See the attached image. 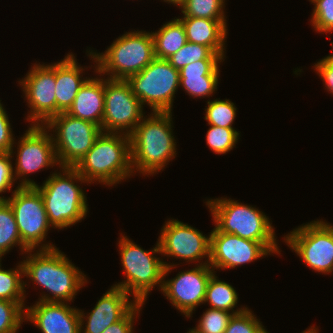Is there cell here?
I'll use <instances>...</instances> for the list:
<instances>
[{"label":"cell","instance_id":"6da1fadb","mask_svg":"<svg viewBox=\"0 0 333 333\" xmlns=\"http://www.w3.org/2000/svg\"><path fill=\"white\" fill-rule=\"evenodd\" d=\"M32 252L34 251H27L25 256L26 254L28 256L21 261L23 278L28 277L32 283L49 292V294L40 293L39 301L72 302L75 295L88 283L86 275L74 266L59 248Z\"/></svg>","mask_w":333,"mask_h":333},{"label":"cell","instance_id":"7a4b0ae2","mask_svg":"<svg viewBox=\"0 0 333 333\" xmlns=\"http://www.w3.org/2000/svg\"><path fill=\"white\" fill-rule=\"evenodd\" d=\"M172 120V112H151L148 117L142 118L129 135L134 174H158L175 158L177 143Z\"/></svg>","mask_w":333,"mask_h":333},{"label":"cell","instance_id":"3957f363","mask_svg":"<svg viewBox=\"0 0 333 333\" xmlns=\"http://www.w3.org/2000/svg\"><path fill=\"white\" fill-rule=\"evenodd\" d=\"M88 182L116 186L133 176L130 136L101 132L94 145L74 167Z\"/></svg>","mask_w":333,"mask_h":333},{"label":"cell","instance_id":"277c9868","mask_svg":"<svg viewBox=\"0 0 333 333\" xmlns=\"http://www.w3.org/2000/svg\"><path fill=\"white\" fill-rule=\"evenodd\" d=\"M59 168L60 172L55 171L42 186L37 184L35 187L42 196L49 223L54 229L63 230L86 218L87 197L77 183H89L74 167Z\"/></svg>","mask_w":333,"mask_h":333},{"label":"cell","instance_id":"5b68a950","mask_svg":"<svg viewBox=\"0 0 333 333\" xmlns=\"http://www.w3.org/2000/svg\"><path fill=\"white\" fill-rule=\"evenodd\" d=\"M86 53L96 63V71L101 76L108 75V79L114 80H127L156 58L151 32L146 30L124 33L102 53L90 48Z\"/></svg>","mask_w":333,"mask_h":333},{"label":"cell","instance_id":"8992f818","mask_svg":"<svg viewBox=\"0 0 333 333\" xmlns=\"http://www.w3.org/2000/svg\"><path fill=\"white\" fill-rule=\"evenodd\" d=\"M123 272L126 277L122 282L113 286L123 289L137 303L145 304L149 293L158 285L161 291L163 285L164 261L156 254H161L157 241L150 251L121 235L118 242ZM155 255V256H154Z\"/></svg>","mask_w":333,"mask_h":333},{"label":"cell","instance_id":"52a82bcc","mask_svg":"<svg viewBox=\"0 0 333 333\" xmlns=\"http://www.w3.org/2000/svg\"><path fill=\"white\" fill-rule=\"evenodd\" d=\"M205 203L220 232L260 243H277L270 219L256 207L226 197L211 198Z\"/></svg>","mask_w":333,"mask_h":333},{"label":"cell","instance_id":"ba28073f","mask_svg":"<svg viewBox=\"0 0 333 333\" xmlns=\"http://www.w3.org/2000/svg\"><path fill=\"white\" fill-rule=\"evenodd\" d=\"M11 195L6 201L15 215L22 244L29 251H35L37 248L55 249L54 244L46 243L45 240L47 232L53 227L49 223L40 191L35 186H17Z\"/></svg>","mask_w":333,"mask_h":333},{"label":"cell","instance_id":"9c48e42d","mask_svg":"<svg viewBox=\"0 0 333 333\" xmlns=\"http://www.w3.org/2000/svg\"><path fill=\"white\" fill-rule=\"evenodd\" d=\"M44 126L49 132L53 131L51 136L59 167H75L102 132L97 124L67 112L52 117Z\"/></svg>","mask_w":333,"mask_h":333},{"label":"cell","instance_id":"30bf717a","mask_svg":"<svg viewBox=\"0 0 333 333\" xmlns=\"http://www.w3.org/2000/svg\"><path fill=\"white\" fill-rule=\"evenodd\" d=\"M179 80V70L167 59L155 58L126 81L142 106L146 104L152 112H172L174 97L180 87Z\"/></svg>","mask_w":333,"mask_h":333},{"label":"cell","instance_id":"8fae6325","mask_svg":"<svg viewBox=\"0 0 333 333\" xmlns=\"http://www.w3.org/2000/svg\"><path fill=\"white\" fill-rule=\"evenodd\" d=\"M284 242L313 271L333 272V225L314 220L298 226L284 237Z\"/></svg>","mask_w":333,"mask_h":333},{"label":"cell","instance_id":"7c38bea8","mask_svg":"<svg viewBox=\"0 0 333 333\" xmlns=\"http://www.w3.org/2000/svg\"><path fill=\"white\" fill-rule=\"evenodd\" d=\"M164 265L162 294L185 317H192L196 307L204 304L206 287L215 271L206 261H202L196 264V267L181 271L174 278L165 280L167 274L177 265L171 262H164Z\"/></svg>","mask_w":333,"mask_h":333},{"label":"cell","instance_id":"4fadbf2b","mask_svg":"<svg viewBox=\"0 0 333 333\" xmlns=\"http://www.w3.org/2000/svg\"><path fill=\"white\" fill-rule=\"evenodd\" d=\"M143 107L126 80L104 78L102 132L130 135L144 117Z\"/></svg>","mask_w":333,"mask_h":333},{"label":"cell","instance_id":"5bb4252c","mask_svg":"<svg viewBox=\"0 0 333 333\" xmlns=\"http://www.w3.org/2000/svg\"><path fill=\"white\" fill-rule=\"evenodd\" d=\"M15 144L18 146L13 175L15 181L21 179L18 186H36L37 183L29 179L27 175L59 165L53 138L44 125H30L18 143L14 141Z\"/></svg>","mask_w":333,"mask_h":333},{"label":"cell","instance_id":"9a60e30c","mask_svg":"<svg viewBox=\"0 0 333 333\" xmlns=\"http://www.w3.org/2000/svg\"><path fill=\"white\" fill-rule=\"evenodd\" d=\"M25 95L30 111L25 118L30 125H45L57 115L55 97L56 63L33 64L22 80L18 82Z\"/></svg>","mask_w":333,"mask_h":333},{"label":"cell","instance_id":"2e32d148","mask_svg":"<svg viewBox=\"0 0 333 333\" xmlns=\"http://www.w3.org/2000/svg\"><path fill=\"white\" fill-rule=\"evenodd\" d=\"M210 261L213 270L235 269L261 257L280 254L278 243H260L237 235L220 232L216 227L210 232Z\"/></svg>","mask_w":333,"mask_h":333},{"label":"cell","instance_id":"e0dca14e","mask_svg":"<svg viewBox=\"0 0 333 333\" xmlns=\"http://www.w3.org/2000/svg\"><path fill=\"white\" fill-rule=\"evenodd\" d=\"M161 255L184 260L187 263L210 261L211 236L176 219H168L158 239ZM207 258V259H206Z\"/></svg>","mask_w":333,"mask_h":333},{"label":"cell","instance_id":"ac0fdd59","mask_svg":"<svg viewBox=\"0 0 333 333\" xmlns=\"http://www.w3.org/2000/svg\"><path fill=\"white\" fill-rule=\"evenodd\" d=\"M129 297L123 289L111 286L91 312L87 314L79 309L81 333H102L108 326L121 320L137 304Z\"/></svg>","mask_w":333,"mask_h":333},{"label":"cell","instance_id":"d6986e66","mask_svg":"<svg viewBox=\"0 0 333 333\" xmlns=\"http://www.w3.org/2000/svg\"><path fill=\"white\" fill-rule=\"evenodd\" d=\"M70 303L37 301L25 307V320L42 333H81L79 309Z\"/></svg>","mask_w":333,"mask_h":333},{"label":"cell","instance_id":"ffe728a7","mask_svg":"<svg viewBox=\"0 0 333 333\" xmlns=\"http://www.w3.org/2000/svg\"><path fill=\"white\" fill-rule=\"evenodd\" d=\"M224 60H197L179 70V86L193 98L212 96L220 76L219 63Z\"/></svg>","mask_w":333,"mask_h":333},{"label":"cell","instance_id":"44dd1931","mask_svg":"<svg viewBox=\"0 0 333 333\" xmlns=\"http://www.w3.org/2000/svg\"><path fill=\"white\" fill-rule=\"evenodd\" d=\"M94 65L93 70L99 77H88L67 113L101 127L104 115V79L100 78V73L96 71V64Z\"/></svg>","mask_w":333,"mask_h":333},{"label":"cell","instance_id":"7402d4cb","mask_svg":"<svg viewBox=\"0 0 333 333\" xmlns=\"http://www.w3.org/2000/svg\"><path fill=\"white\" fill-rule=\"evenodd\" d=\"M84 68L80 66L74 54L68 53L63 60L56 62L55 97L57 114L67 112L81 86L88 79L83 77Z\"/></svg>","mask_w":333,"mask_h":333},{"label":"cell","instance_id":"603a6c76","mask_svg":"<svg viewBox=\"0 0 333 333\" xmlns=\"http://www.w3.org/2000/svg\"><path fill=\"white\" fill-rule=\"evenodd\" d=\"M184 25L187 41L209 47L214 53L225 56V40L228 34L227 20L196 17L178 18Z\"/></svg>","mask_w":333,"mask_h":333},{"label":"cell","instance_id":"cb8c5ba5","mask_svg":"<svg viewBox=\"0 0 333 333\" xmlns=\"http://www.w3.org/2000/svg\"><path fill=\"white\" fill-rule=\"evenodd\" d=\"M151 35L155 57L159 59H168L187 42L184 25L178 18L166 22L157 32L151 31Z\"/></svg>","mask_w":333,"mask_h":333},{"label":"cell","instance_id":"d4e9b609","mask_svg":"<svg viewBox=\"0 0 333 333\" xmlns=\"http://www.w3.org/2000/svg\"><path fill=\"white\" fill-rule=\"evenodd\" d=\"M238 294L233 286L225 281H221L215 272L211 275L207 287L205 303H209L210 308L232 312L234 315L244 312L248 307L237 308Z\"/></svg>","mask_w":333,"mask_h":333},{"label":"cell","instance_id":"484cf974","mask_svg":"<svg viewBox=\"0 0 333 333\" xmlns=\"http://www.w3.org/2000/svg\"><path fill=\"white\" fill-rule=\"evenodd\" d=\"M17 245L22 255L29 251L22 244L11 206L6 200H0V253L4 256Z\"/></svg>","mask_w":333,"mask_h":333},{"label":"cell","instance_id":"4316f807","mask_svg":"<svg viewBox=\"0 0 333 333\" xmlns=\"http://www.w3.org/2000/svg\"><path fill=\"white\" fill-rule=\"evenodd\" d=\"M23 265L20 262L16 268L4 270L0 265V299L12 302H25V286L22 279Z\"/></svg>","mask_w":333,"mask_h":333},{"label":"cell","instance_id":"83f0119b","mask_svg":"<svg viewBox=\"0 0 333 333\" xmlns=\"http://www.w3.org/2000/svg\"><path fill=\"white\" fill-rule=\"evenodd\" d=\"M183 17L226 20L225 0H185L180 6Z\"/></svg>","mask_w":333,"mask_h":333},{"label":"cell","instance_id":"f1b7e54d","mask_svg":"<svg viewBox=\"0 0 333 333\" xmlns=\"http://www.w3.org/2000/svg\"><path fill=\"white\" fill-rule=\"evenodd\" d=\"M167 60L176 70H180L189 63L196 62L197 60L225 59L220 54L214 53L209 47L187 41L184 46Z\"/></svg>","mask_w":333,"mask_h":333},{"label":"cell","instance_id":"f546056e","mask_svg":"<svg viewBox=\"0 0 333 333\" xmlns=\"http://www.w3.org/2000/svg\"><path fill=\"white\" fill-rule=\"evenodd\" d=\"M237 108L229 99L213 101L207 100L204 119L208 125H215L224 128H233Z\"/></svg>","mask_w":333,"mask_h":333},{"label":"cell","instance_id":"4dcf8cb0","mask_svg":"<svg viewBox=\"0 0 333 333\" xmlns=\"http://www.w3.org/2000/svg\"><path fill=\"white\" fill-rule=\"evenodd\" d=\"M239 131L210 125L206 134V143L214 153L221 155L233 150L239 140Z\"/></svg>","mask_w":333,"mask_h":333},{"label":"cell","instance_id":"1f68e13d","mask_svg":"<svg viewBox=\"0 0 333 333\" xmlns=\"http://www.w3.org/2000/svg\"><path fill=\"white\" fill-rule=\"evenodd\" d=\"M25 302L0 299V333H17L25 321Z\"/></svg>","mask_w":333,"mask_h":333},{"label":"cell","instance_id":"d6a6232c","mask_svg":"<svg viewBox=\"0 0 333 333\" xmlns=\"http://www.w3.org/2000/svg\"><path fill=\"white\" fill-rule=\"evenodd\" d=\"M233 315L232 312L208 308L193 329L197 333H224Z\"/></svg>","mask_w":333,"mask_h":333},{"label":"cell","instance_id":"836d02e7","mask_svg":"<svg viewBox=\"0 0 333 333\" xmlns=\"http://www.w3.org/2000/svg\"><path fill=\"white\" fill-rule=\"evenodd\" d=\"M314 8L312 11L311 25L319 33L333 31V0H310Z\"/></svg>","mask_w":333,"mask_h":333},{"label":"cell","instance_id":"e575fe53","mask_svg":"<svg viewBox=\"0 0 333 333\" xmlns=\"http://www.w3.org/2000/svg\"><path fill=\"white\" fill-rule=\"evenodd\" d=\"M262 326V322L247 308L232 316L224 333H257Z\"/></svg>","mask_w":333,"mask_h":333},{"label":"cell","instance_id":"d590c367","mask_svg":"<svg viewBox=\"0 0 333 333\" xmlns=\"http://www.w3.org/2000/svg\"><path fill=\"white\" fill-rule=\"evenodd\" d=\"M13 135L8 114L0 100V153H10L11 156L16 154L13 151L15 141Z\"/></svg>","mask_w":333,"mask_h":333},{"label":"cell","instance_id":"8d00e7d4","mask_svg":"<svg viewBox=\"0 0 333 333\" xmlns=\"http://www.w3.org/2000/svg\"><path fill=\"white\" fill-rule=\"evenodd\" d=\"M12 158L10 153H0V194L11 191L15 183ZM0 200H6V197L0 196Z\"/></svg>","mask_w":333,"mask_h":333},{"label":"cell","instance_id":"74e56055","mask_svg":"<svg viewBox=\"0 0 333 333\" xmlns=\"http://www.w3.org/2000/svg\"><path fill=\"white\" fill-rule=\"evenodd\" d=\"M143 305L137 303L121 320L108 326L102 333H134V319H137Z\"/></svg>","mask_w":333,"mask_h":333},{"label":"cell","instance_id":"f35d334b","mask_svg":"<svg viewBox=\"0 0 333 333\" xmlns=\"http://www.w3.org/2000/svg\"><path fill=\"white\" fill-rule=\"evenodd\" d=\"M331 44L333 48V42ZM314 64L313 68L316 70L319 77L322 78L325 89L333 95V54L320 59V61Z\"/></svg>","mask_w":333,"mask_h":333},{"label":"cell","instance_id":"ab89813d","mask_svg":"<svg viewBox=\"0 0 333 333\" xmlns=\"http://www.w3.org/2000/svg\"><path fill=\"white\" fill-rule=\"evenodd\" d=\"M162 1V0H161ZM164 2H168L167 4L171 3L173 4L174 6L176 5L177 7L181 6L182 3L185 1V0H163Z\"/></svg>","mask_w":333,"mask_h":333},{"label":"cell","instance_id":"60d3db41","mask_svg":"<svg viewBox=\"0 0 333 333\" xmlns=\"http://www.w3.org/2000/svg\"><path fill=\"white\" fill-rule=\"evenodd\" d=\"M318 328H316L315 326H311V327H309L307 330H305V331H302L301 333H319L318 332Z\"/></svg>","mask_w":333,"mask_h":333},{"label":"cell","instance_id":"b9f144b4","mask_svg":"<svg viewBox=\"0 0 333 333\" xmlns=\"http://www.w3.org/2000/svg\"><path fill=\"white\" fill-rule=\"evenodd\" d=\"M257 333H269L267 329L264 328V325L257 331Z\"/></svg>","mask_w":333,"mask_h":333},{"label":"cell","instance_id":"7bdbcfd3","mask_svg":"<svg viewBox=\"0 0 333 333\" xmlns=\"http://www.w3.org/2000/svg\"><path fill=\"white\" fill-rule=\"evenodd\" d=\"M187 333H197L193 328L189 329V331Z\"/></svg>","mask_w":333,"mask_h":333},{"label":"cell","instance_id":"ee69618b","mask_svg":"<svg viewBox=\"0 0 333 333\" xmlns=\"http://www.w3.org/2000/svg\"><path fill=\"white\" fill-rule=\"evenodd\" d=\"M2 257H3V255L0 253V265H2V264H1V258H2Z\"/></svg>","mask_w":333,"mask_h":333}]
</instances>
